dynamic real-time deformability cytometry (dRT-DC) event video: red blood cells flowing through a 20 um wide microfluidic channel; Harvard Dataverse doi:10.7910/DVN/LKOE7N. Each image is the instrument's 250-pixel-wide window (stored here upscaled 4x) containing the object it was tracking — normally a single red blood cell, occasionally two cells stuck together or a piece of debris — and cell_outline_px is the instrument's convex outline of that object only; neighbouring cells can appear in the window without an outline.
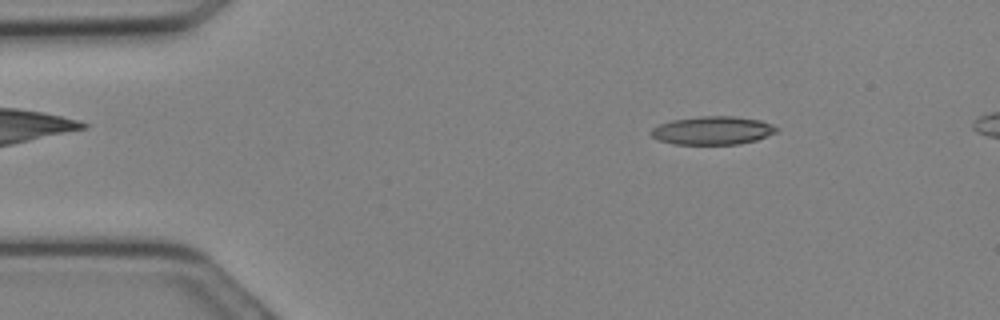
{"species": "Egyptian fruit bat (a non-hibernating species)", "species_latin": "Rousettus aegyptiacus", "temperature_condition": "cold", "stored_images_in_passage": 10, "camera_frame_rate_fps": 3000, "um_per_image_px": 0.085, "animal": {"sex": "female"}, "frame": {"image": 1, "passage_image": 2, "time_ms": 0.333, "image_size_px": [1000, 320], "cell_outline_px": [[780, 128], [776, 132], [768, 136], [756, 140], [740, 144], [676, 144], [656, 140], [648, 132], [652, 128], [660, 124], [672, 120], [700, 116], [736, 116], [760, 120], [772, 124]], "centroid_in_image_um": [60.58, 11.09], "position_along_channel_um": 24.4, "area_um2": 20.87}}
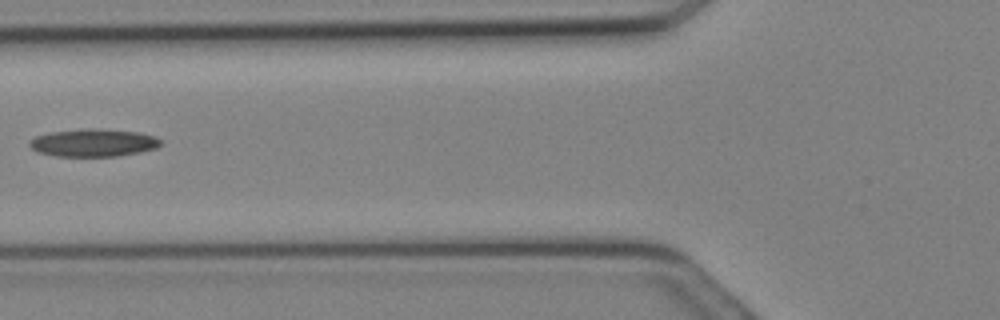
{"frame": {"image": 2, "passage_image": 9, "time_ms": 2.667, "image_size_px": [1000, 320], "cell_outline_px": [[164, 144], [156, 148], [140, 152], [116, 156], [56, 156], [36, 152], [28, 144], [28, 140], [36, 136], [48, 132], [80, 128], [96, 128], [140, 132], [156, 136]], "centroid_in_image_um": [7.93, 12.12], "position_along_channel_um": 117.9, "area_um2": 21.56}}